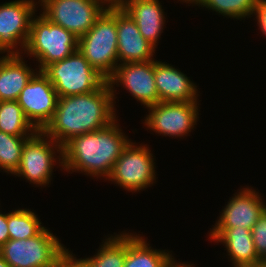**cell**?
Returning <instances> with one entry per match:
<instances>
[{"label":"cell","instance_id":"obj_24","mask_svg":"<svg viewBox=\"0 0 266 267\" xmlns=\"http://www.w3.org/2000/svg\"><path fill=\"white\" fill-rule=\"evenodd\" d=\"M258 0H194L192 6L205 7L233 20H245L254 15Z\"/></svg>","mask_w":266,"mask_h":267},{"label":"cell","instance_id":"obj_20","mask_svg":"<svg viewBox=\"0 0 266 267\" xmlns=\"http://www.w3.org/2000/svg\"><path fill=\"white\" fill-rule=\"evenodd\" d=\"M149 245L143 235L126 232L124 267H167L174 259L171 251L157 250Z\"/></svg>","mask_w":266,"mask_h":267},{"label":"cell","instance_id":"obj_31","mask_svg":"<svg viewBox=\"0 0 266 267\" xmlns=\"http://www.w3.org/2000/svg\"><path fill=\"white\" fill-rule=\"evenodd\" d=\"M107 6H121L126 0H102Z\"/></svg>","mask_w":266,"mask_h":267},{"label":"cell","instance_id":"obj_12","mask_svg":"<svg viewBox=\"0 0 266 267\" xmlns=\"http://www.w3.org/2000/svg\"><path fill=\"white\" fill-rule=\"evenodd\" d=\"M115 105L116 87L121 86L145 108L158 104L154 77V60L147 62H127L119 64L114 73L107 79Z\"/></svg>","mask_w":266,"mask_h":267},{"label":"cell","instance_id":"obj_33","mask_svg":"<svg viewBox=\"0 0 266 267\" xmlns=\"http://www.w3.org/2000/svg\"><path fill=\"white\" fill-rule=\"evenodd\" d=\"M180 1V3H186V4H188V6H190L191 5V3L194 1V0H178V2ZM190 4V5H189Z\"/></svg>","mask_w":266,"mask_h":267},{"label":"cell","instance_id":"obj_26","mask_svg":"<svg viewBox=\"0 0 266 267\" xmlns=\"http://www.w3.org/2000/svg\"><path fill=\"white\" fill-rule=\"evenodd\" d=\"M251 234L258 256L266 262V210L252 227Z\"/></svg>","mask_w":266,"mask_h":267},{"label":"cell","instance_id":"obj_17","mask_svg":"<svg viewBox=\"0 0 266 267\" xmlns=\"http://www.w3.org/2000/svg\"><path fill=\"white\" fill-rule=\"evenodd\" d=\"M154 77L160 102H200L198 86L173 65L154 60Z\"/></svg>","mask_w":266,"mask_h":267},{"label":"cell","instance_id":"obj_22","mask_svg":"<svg viewBox=\"0 0 266 267\" xmlns=\"http://www.w3.org/2000/svg\"><path fill=\"white\" fill-rule=\"evenodd\" d=\"M0 131L13 136H33L37 132L15 100L0 101Z\"/></svg>","mask_w":266,"mask_h":267},{"label":"cell","instance_id":"obj_15","mask_svg":"<svg viewBox=\"0 0 266 267\" xmlns=\"http://www.w3.org/2000/svg\"><path fill=\"white\" fill-rule=\"evenodd\" d=\"M116 25L119 64L156 60L153 57L156 47L141 35L135 21L121 6H116Z\"/></svg>","mask_w":266,"mask_h":267},{"label":"cell","instance_id":"obj_3","mask_svg":"<svg viewBox=\"0 0 266 267\" xmlns=\"http://www.w3.org/2000/svg\"><path fill=\"white\" fill-rule=\"evenodd\" d=\"M78 50L106 80L114 73L119 65L116 6H108L94 25L78 38Z\"/></svg>","mask_w":266,"mask_h":267},{"label":"cell","instance_id":"obj_16","mask_svg":"<svg viewBox=\"0 0 266 267\" xmlns=\"http://www.w3.org/2000/svg\"><path fill=\"white\" fill-rule=\"evenodd\" d=\"M208 233V240L225 246L232 267H260L264 263L256 252L250 229L210 228Z\"/></svg>","mask_w":266,"mask_h":267},{"label":"cell","instance_id":"obj_4","mask_svg":"<svg viewBox=\"0 0 266 267\" xmlns=\"http://www.w3.org/2000/svg\"><path fill=\"white\" fill-rule=\"evenodd\" d=\"M32 18L23 55L34 57L38 71L63 60L78 49V38L65 28L47 20L41 12Z\"/></svg>","mask_w":266,"mask_h":267},{"label":"cell","instance_id":"obj_5","mask_svg":"<svg viewBox=\"0 0 266 267\" xmlns=\"http://www.w3.org/2000/svg\"><path fill=\"white\" fill-rule=\"evenodd\" d=\"M46 227L28 239H9L0 247V255L10 267H60L69 250Z\"/></svg>","mask_w":266,"mask_h":267},{"label":"cell","instance_id":"obj_23","mask_svg":"<svg viewBox=\"0 0 266 267\" xmlns=\"http://www.w3.org/2000/svg\"><path fill=\"white\" fill-rule=\"evenodd\" d=\"M7 225L10 239L15 240L32 238L45 228L38 215L29 208L9 211Z\"/></svg>","mask_w":266,"mask_h":267},{"label":"cell","instance_id":"obj_8","mask_svg":"<svg viewBox=\"0 0 266 267\" xmlns=\"http://www.w3.org/2000/svg\"><path fill=\"white\" fill-rule=\"evenodd\" d=\"M136 144L138 143H133V140L129 142L106 179L132 194L140 193L157 182L155 156L149 145Z\"/></svg>","mask_w":266,"mask_h":267},{"label":"cell","instance_id":"obj_19","mask_svg":"<svg viewBox=\"0 0 266 267\" xmlns=\"http://www.w3.org/2000/svg\"><path fill=\"white\" fill-rule=\"evenodd\" d=\"M24 55H0V101H17L20 92L38 71L25 62Z\"/></svg>","mask_w":266,"mask_h":267},{"label":"cell","instance_id":"obj_28","mask_svg":"<svg viewBox=\"0 0 266 267\" xmlns=\"http://www.w3.org/2000/svg\"><path fill=\"white\" fill-rule=\"evenodd\" d=\"M72 251L68 250L62 257L60 267H87L80 259L75 257Z\"/></svg>","mask_w":266,"mask_h":267},{"label":"cell","instance_id":"obj_32","mask_svg":"<svg viewBox=\"0 0 266 267\" xmlns=\"http://www.w3.org/2000/svg\"><path fill=\"white\" fill-rule=\"evenodd\" d=\"M0 267H10V265L4 260V258L0 255Z\"/></svg>","mask_w":266,"mask_h":267},{"label":"cell","instance_id":"obj_2","mask_svg":"<svg viewBox=\"0 0 266 267\" xmlns=\"http://www.w3.org/2000/svg\"><path fill=\"white\" fill-rule=\"evenodd\" d=\"M118 121L117 116L108 126L74 136L66 142L63 145V170L106 180L131 141Z\"/></svg>","mask_w":266,"mask_h":267},{"label":"cell","instance_id":"obj_10","mask_svg":"<svg viewBox=\"0 0 266 267\" xmlns=\"http://www.w3.org/2000/svg\"><path fill=\"white\" fill-rule=\"evenodd\" d=\"M37 1L13 0L0 4V54L23 55L32 18L38 14Z\"/></svg>","mask_w":266,"mask_h":267},{"label":"cell","instance_id":"obj_1","mask_svg":"<svg viewBox=\"0 0 266 267\" xmlns=\"http://www.w3.org/2000/svg\"><path fill=\"white\" fill-rule=\"evenodd\" d=\"M115 108L106 81L98 90L59 97L54 116L43 132L63 146L74 136L108 126L117 118Z\"/></svg>","mask_w":266,"mask_h":267},{"label":"cell","instance_id":"obj_34","mask_svg":"<svg viewBox=\"0 0 266 267\" xmlns=\"http://www.w3.org/2000/svg\"><path fill=\"white\" fill-rule=\"evenodd\" d=\"M260 267H266V262H264Z\"/></svg>","mask_w":266,"mask_h":267},{"label":"cell","instance_id":"obj_13","mask_svg":"<svg viewBox=\"0 0 266 267\" xmlns=\"http://www.w3.org/2000/svg\"><path fill=\"white\" fill-rule=\"evenodd\" d=\"M57 101V92L42 71H37L33 75L17 99L26 118L37 131H43L50 123Z\"/></svg>","mask_w":266,"mask_h":267},{"label":"cell","instance_id":"obj_30","mask_svg":"<svg viewBox=\"0 0 266 267\" xmlns=\"http://www.w3.org/2000/svg\"><path fill=\"white\" fill-rule=\"evenodd\" d=\"M193 265L194 264H189L188 262H177V260L173 259L167 267H195V265Z\"/></svg>","mask_w":266,"mask_h":267},{"label":"cell","instance_id":"obj_27","mask_svg":"<svg viewBox=\"0 0 266 267\" xmlns=\"http://www.w3.org/2000/svg\"><path fill=\"white\" fill-rule=\"evenodd\" d=\"M257 21L260 32L266 36V0H258L253 17Z\"/></svg>","mask_w":266,"mask_h":267},{"label":"cell","instance_id":"obj_14","mask_svg":"<svg viewBox=\"0 0 266 267\" xmlns=\"http://www.w3.org/2000/svg\"><path fill=\"white\" fill-rule=\"evenodd\" d=\"M253 187H243L234 193L228 200L226 206L221 210V214L212 225V228H234L243 227L252 229L258 218L266 210L263 196Z\"/></svg>","mask_w":266,"mask_h":267},{"label":"cell","instance_id":"obj_29","mask_svg":"<svg viewBox=\"0 0 266 267\" xmlns=\"http://www.w3.org/2000/svg\"><path fill=\"white\" fill-rule=\"evenodd\" d=\"M9 239L10 237H9L8 225H7V213H2L1 211L0 212V247L4 245Z\"/></svg>","mask_w":266,"mask_h":267},{"label":"cell","instance_id":"obj_7","mask_svg":"<svg viewBox=\"0 0 266 267\" xmlns=\"http://www.w3.org/2000/svg\"><path fill=\"white\" fill-rule=\"evenodd\" d=\"M42 72L53 84L58 98L98 90L107 81L78 49L67 58L49 64Z\"/></svg>","mask_w":266,"mask_h":267},{"label":"cell","instance_id":"obj_21","mask_svg":"<svg viewBox=\"0 0 266 267\" xmlns=\"http://www.w3.org/2000/svg\"><path fill=\"white\" fill-rule=\"evenodd\" d=\"M91 257L79 258L87 267H124L126 258V231L108 235ZM101 247V248H100Z\"/></svg>","mask_w":266,"mask_h":267},{"label":"cell","instance_id":"obj_18","mask_svg":"<svg viewBox=\"0 0 266 267\" xmlns=\"http://www.w3.org/2000/svg\"><path fill=\"white\" fill-rule=\"evenodd\" d=\"M161 4L159 0H126L121 5L135 21L141 35L155 47L166 25Z\"/></svg>","mask_w":266,"mask_h":267},{"label":"cell","instance_id":"obj_11","mask_svg":"<svg viewBox=\"0 0 266 267\" xmlns=\"http://www.w3.org/2000/svg\"><path fill=\"white\" fill-rule=\"evenodd\" d=\"M199 105L198 102H159L147 107L149 112L142 123L147 131L181 139L195 129L199 121Z\"/></svg>","mask_w":266,"mask_h":267},{"label":"cell","instance_id":"obj_9","mask_svg":"<svg viewBox=\"0 0 266 267\" xmlns=\"http://www.w3.org/2000/svg\"><path fill=\"white\" fill-rule=\"evenodd\" d=\"M47 20L72 32L84 35L108 7L102 0H38Z\"/></svg>","mask_w":266,"mask_h":267},{"label":"cell","instance_id":"obj_25","mask_svg":"<svg viewBox=\"0 0 266 267\" xmlns=\"http://www.w3.org/2000/svg\"><path fill=\"white\" fill-rule=\"evenodd\" d=\"M31 136H13L0 131V169L14 174L19 168L22 149Z\"/></svg>","mask_w":266,"mask_h":267},{"label":"cell","instance_id":"obj_6","mask_svg":"<svg viewBox=\"0 0 266 267\" xmlns=\"http://www.w3.org/2000/svg\"><path fill=\"white\" fill-rule=\"evenodd\" d=\"M57 164L62 167V171L63 146L43 131H37L25 142L19 168L13 175L44 188L51 183L54 166Z\"/></svg>","mask_w":266,"mask_h":267}]
</instances>
